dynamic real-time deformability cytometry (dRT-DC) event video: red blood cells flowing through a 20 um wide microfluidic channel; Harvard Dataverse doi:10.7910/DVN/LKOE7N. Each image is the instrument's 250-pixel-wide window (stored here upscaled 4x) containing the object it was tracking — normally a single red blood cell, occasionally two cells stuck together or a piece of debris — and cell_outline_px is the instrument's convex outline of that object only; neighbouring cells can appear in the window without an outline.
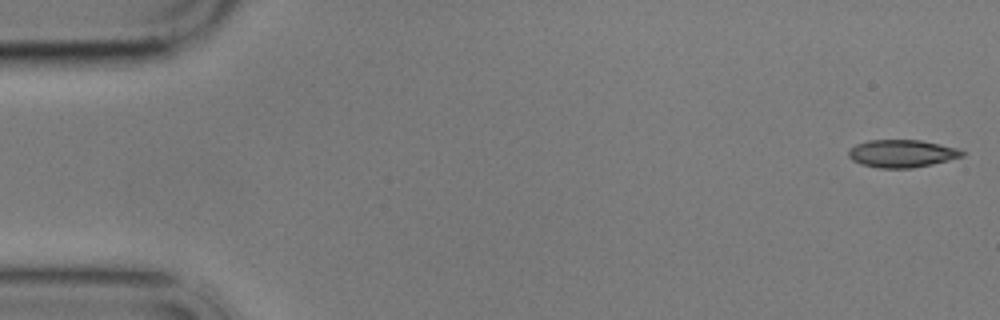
{"species": "common noctule bat (a hibernating species)", "species_latin": "Nyctalus noctula", "temperature_condition": "cold", "stored_images_in_passage": 6, "camera_frame_rate_fps": 3000, "um_per_image_px": 0.085, "animal": {"sex": "male", "body_mass_g": 17.9}, "frame": {"image": 1, "passage_image": 1, "time_ms": 0.0, "image_size_px": [1000, 320], "cell_outline_px": [[964, 156], [932, 164], [912, 168], [880, 168], [860, 164], [852, 160], [848, 156], [848, 152], [856, 144], [868, 140], [920, 140], [940, 144], [956, 148], [964, 152]], "centroid_in_image_um": [76.64, 13.05], "position_along_channel_um": 8.4, "area_um2": 18.21}}
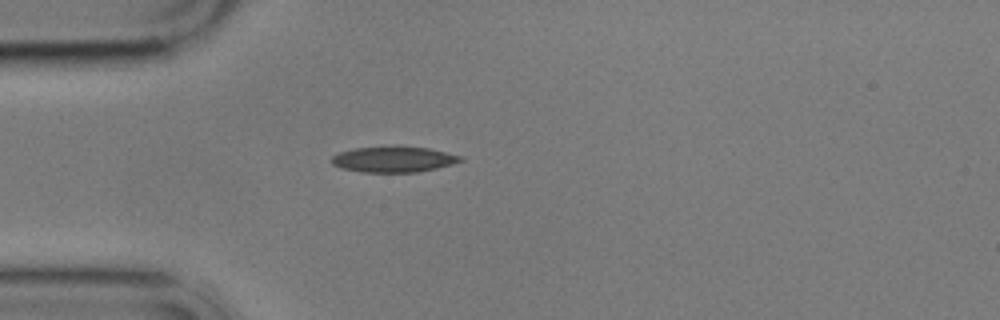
{"frame": {"image": 2, "passage_image": 5, "time_ms": 4.667, "image_size_px": [1000, 320], "cell_outline_px": [[464, 160], [452, 164], [436, 168], [416, 172], [360, 172], [340, 168], [332, 164], [332, 156], [340, 152], [352, 148], [396, 144], [400, 144], [428, 148], [460, 156]], "centroid_in_image_um": [33.41, 13.51], "position_along_channel_um": 51.6, "area_um2": 19.83}}